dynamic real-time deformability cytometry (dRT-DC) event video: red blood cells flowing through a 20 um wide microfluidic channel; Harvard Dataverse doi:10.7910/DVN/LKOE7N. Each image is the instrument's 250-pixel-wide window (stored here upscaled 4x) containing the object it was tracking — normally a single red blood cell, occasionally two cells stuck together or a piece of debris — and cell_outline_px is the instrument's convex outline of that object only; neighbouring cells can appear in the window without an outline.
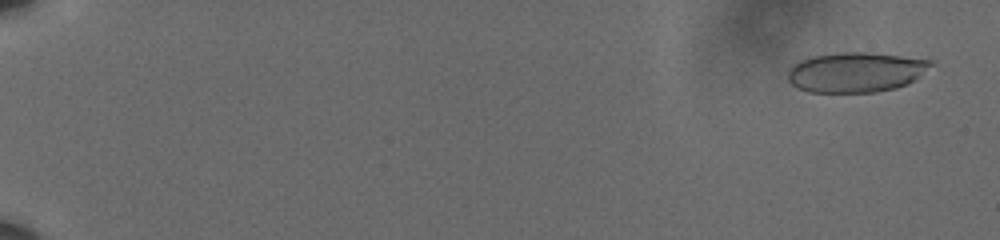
{"species": "human", "species_latin": "Homo sapiens", "temperature_condition": "cold", "stored_images_in_passage": 60, "camera_frame_rate_fps": 3000, "um_per_image_px": 0.085, "donor": {"sex": "male"}, "frame": {"image": 1, "passage_image": 3, "time_ms": 0.667, "image_size_px": [1000, 240], "cell_outline_px": [[932, 64], [908, 84], [896, 88], [876, 92], [808, 92], [796, 88], [788, 80], [788, 72], [800, 60], [812, 56], [844, 52], [872, 52], [932, 60]], "centroid_in_image_um": [72.73, 6.14], "position_along_channel_um": 12.3, "area_um2": 33.12}}
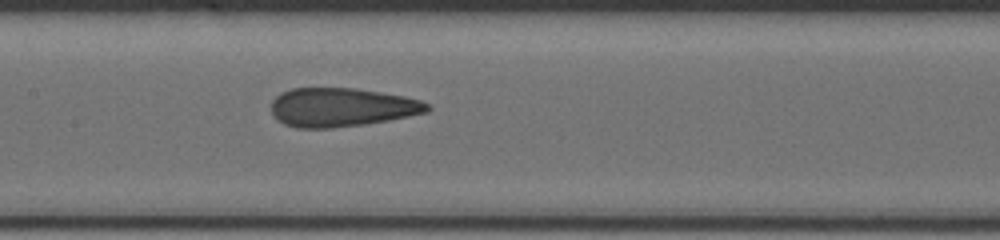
{"frame": {"image": 2, "passage_image": 33, "time_ms": 10.667, "image_size_px": [1000, 240], "cell_outline_px": [[432, 108], [428, 112], [388, 120], [364, 124], [328, 128], [296, 128], [284, 124], [272, 116], [272, 100], [280, 92], [292, 88], [356, 88], [404, 96], [420, 100], [428, 104]], "centroid_in_image_um": [29.01, 9.12], "position_along_channel_um": 178.4, "area_um2": 35.32}}
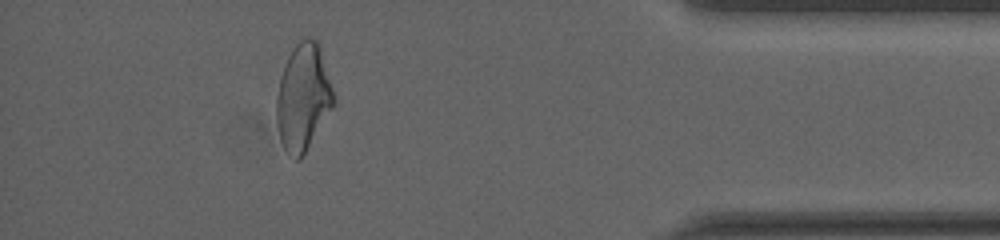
{"frame": {"image": 3, "passage_image": 55, "time_ms": 18.0, "image_size_px": [1000, 240], "cell_outline_px": [[336, 100], [332, 108], [300, 160], [296, 160], [284, 148], [280, 140], [276, 120], [276, 96], [280, 76], [288, 56], [296, 44], [300, 40], [316, 40], [320, 44]], "centroid_in_image_um": [25.76, 8.27], "position_along_channel_um": 409.4, "area_um2": 35.32}, "authors_computed_cell_mechanics": {"area_um2": 35.3158, "velocity_mm_per_s": 3.6185, "shape_relaxation_time_tau1_ms": 8.6057, "shape_relaxation_time_tau2_ms": 1.0482, "deformation_change_tau1": 0.1883, "deformation_change_tau2": 0.0822}}